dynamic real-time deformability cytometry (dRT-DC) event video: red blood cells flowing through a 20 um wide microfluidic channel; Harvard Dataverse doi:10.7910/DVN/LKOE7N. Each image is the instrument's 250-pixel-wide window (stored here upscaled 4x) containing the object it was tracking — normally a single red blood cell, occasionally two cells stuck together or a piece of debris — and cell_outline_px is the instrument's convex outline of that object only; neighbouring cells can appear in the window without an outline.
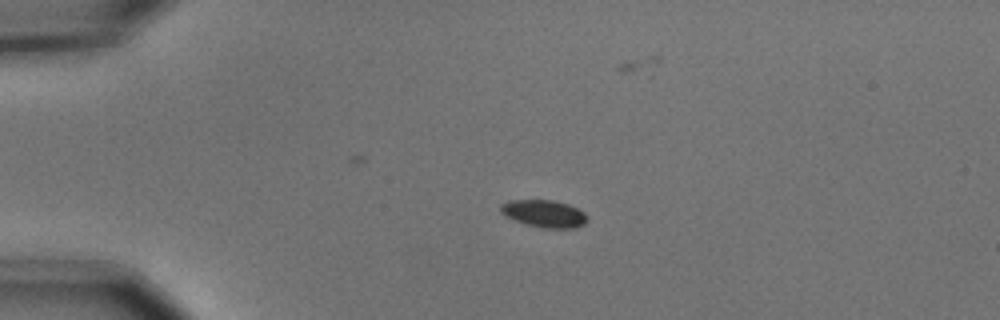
{"species": "common noctule bat (a hibernating species)", "species_latin": "Nyctalus noctula", "temperature_condition": "cold", "stored_images_in_passage": 8, "camera_frame_rate_fps": 3000, "um_per_image_px": 0.085, "animal": {"sex": "male", "body_mass_g": 15.6}, "frame": {"image": 1, "passage_image": 5, "time_ms": 1.333, "image_size_px": [1000, 320], "cell_outline_px": [[588, 220], [584, 224], [576, 228], [544, 228], [528, 224], [504, 216], [500, 212], [500, 204], [508, 200], [552, 200], [568, 204], [584, 212], [588, 216]], "centroid_in_image_um": [46.25, 18.15], "position_along_channel_um": 38.7, "area_um2": 13.81}}